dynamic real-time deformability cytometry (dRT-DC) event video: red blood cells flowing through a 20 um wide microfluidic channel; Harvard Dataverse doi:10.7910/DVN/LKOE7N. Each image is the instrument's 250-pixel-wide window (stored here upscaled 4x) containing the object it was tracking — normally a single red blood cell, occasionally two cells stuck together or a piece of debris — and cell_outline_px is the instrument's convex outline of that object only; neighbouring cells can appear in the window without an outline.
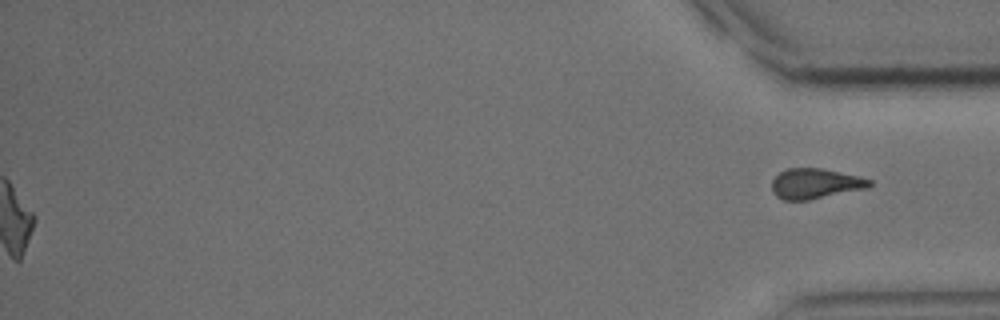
{"species": "common noctule bat (a hibernating species)", "species_latin": "Nyctalus noctula", "temperature_condition": "cold", "stored_images_in_passage": 38, "segment_of_instrument_passage": [2, 2], "camera_frame_rate_fps": 3000, "um_per_image_px": 0.085, "animal": {"sex": "male", "body_mass_g": 15.6}, "frame": {"image": 1, "passage_image": 38, "time_ms": 12.333, "image_size_px": [1000, 320], "cell_outline_px": [[872, 184], [868, 188], [808, 200], [784, 200], [776, 196], [772, 192], [772, 180], [780, 172], [788, 168], [820, 168], [860, 176], [872, 180]], "centroid_in_image_um": [69.3, 15.61], "position_along_channel_um": 365.9, "area_um2": 17.22}}